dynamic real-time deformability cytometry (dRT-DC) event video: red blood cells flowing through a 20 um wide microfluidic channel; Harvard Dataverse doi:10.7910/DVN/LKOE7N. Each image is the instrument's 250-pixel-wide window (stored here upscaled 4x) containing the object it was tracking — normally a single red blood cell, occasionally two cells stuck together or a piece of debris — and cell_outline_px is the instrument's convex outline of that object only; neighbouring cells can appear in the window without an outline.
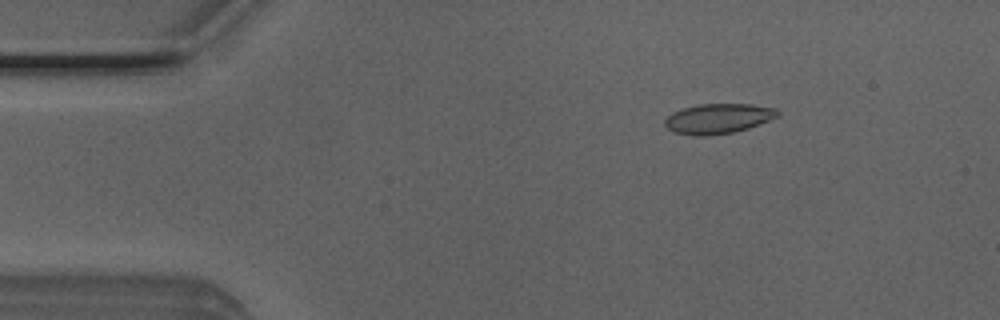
{"species": "Egyptian fruit bat (a non-hibernating species)", "species_latin": "Rousettus aegyptiacus", "temperature_condition": "room temperature", "stored_images_in_passage": 48, "camera_frame_rate_fps": 3000, "um_per_image_px": 0.085, "animal": {"sex": "male"}, "frame": {"image": 1, "passage_image": 5, "time_ms": 1.333, "image_size_px": [1000, 320], "cell_outline_px": [[780, 116], [760, 124], [748, 128], [732, 132], [704, 136], [696, 136], [672, 132], [664, 124], [664, 120], [672, 112], [696, 104], [748, 104], [776, 108], [780, 112]], "centroid_in_image_um": [61.05, 10.08], "position_along_channel_um": 24.0, "area_um2": 19.77}}
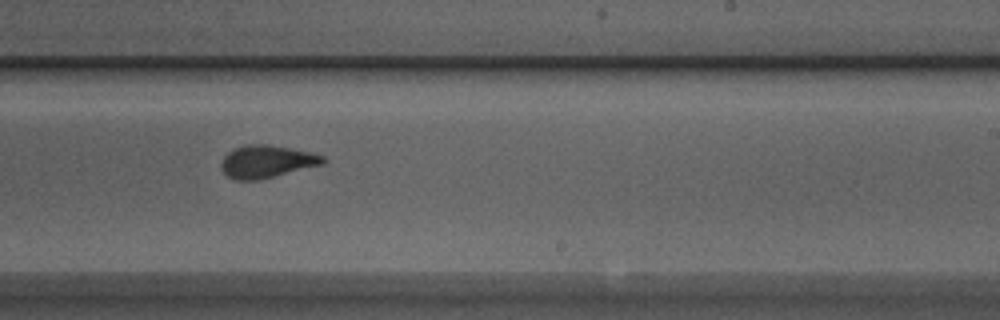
{"frame": {"image": 2, "passage_image": 28, "time_ms": 9.0, "image_size_px": [1000, 320], "cell_outline_px": [[328, 160], [324, 164], [260, 180], [236, 180], [228, 176], [220, 168], [220, 164], [224, 156], [232, 148], [248, 144], [268, 144], [308, 152], [324, 156]], "centroid_in_image_um": [22.66, 13.74], "position_along_channel_um": 266.3, "area_um2": 19.42}}
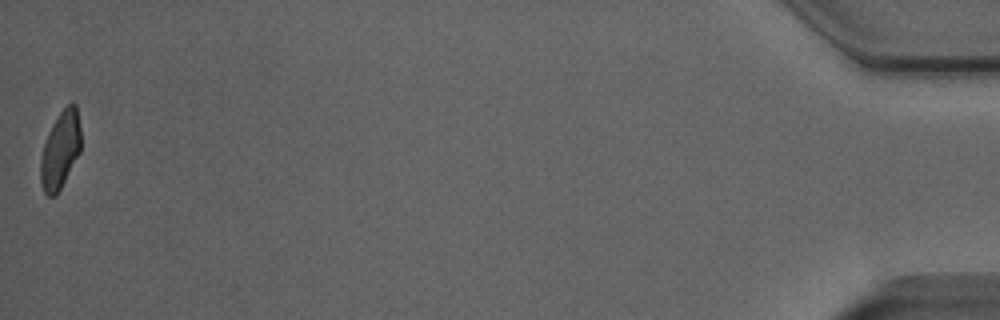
{"frame": {"image": 3, "passage_image": 48, "time_ms": 15.667, "image_size_px": [1000, 320], "cell_outline_px": [[80, 152], [56, 196], [48, 196], [44, 192], [40, 180], [40, 160], [44, 144], [48, 132], [52, 124], [60, 112], [68, 104], [76, 104], [80, 128]], "centroid_in_image_um": [5.11, 12.76], "position_along_channel_um": 430.1, "area_um2": 17.98}, "authors_computed_cell_mechanics": {"area_um2": 19.3052, "velocity_mm_per_s": 4.0231, "shape_relaxation_time_tau1_ms": 5.1173, "shape_relaxation_time_tau2_ms": 0.8706, "deformation_change_tau1": 0.1569, "deformation_change_tau2": 0.0514}}